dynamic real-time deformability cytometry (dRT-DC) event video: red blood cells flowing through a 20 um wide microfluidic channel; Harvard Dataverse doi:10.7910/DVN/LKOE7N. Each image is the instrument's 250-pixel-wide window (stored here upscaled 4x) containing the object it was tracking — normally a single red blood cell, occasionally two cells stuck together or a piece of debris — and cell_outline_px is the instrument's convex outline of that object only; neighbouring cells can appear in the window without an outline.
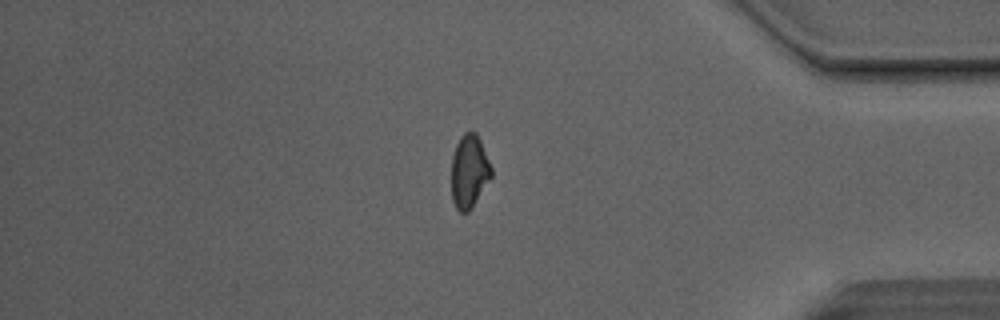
{"species": "Egyptian fruit bat (a non-hibernating species)", "species_latin": "Rousettus aegyptiacus", "temperature_condition": "room temperature", "stored_images_in_passage": 37, "camera_frame_rate_fps": 3000, "um_per_image_px": 0.085, "animal": {"sex": "male"}, "frame": {"image": 1, "passage_image": 32, "time_ms": 10.333, "image_size_px": [1000, 320], "cell_outline_px": [[492, 176], [472, 208], [468, 212], [460, 212], [456, 208], [452, 200], [452, 156], [456, 144], [460, 136], [464, 132], [476, 132], [480, 140], [492, 168]], "centroid_in_image_um": [39.88, 14.57], "position_along_channel_um": 395.3, "area_um2": 17.05}, "authors_computed_cell_mechanics": {"area_um2": 17.5712, "velocity_mm_per_s": 4.1598, "shape_relaxation_time_tau1_ms": 8.1463, "shape_relaxation_time_tau2_ms": 1.674, "deformation_change_tau1": 0.1763, "deformation_change_tau2": 0.082}}